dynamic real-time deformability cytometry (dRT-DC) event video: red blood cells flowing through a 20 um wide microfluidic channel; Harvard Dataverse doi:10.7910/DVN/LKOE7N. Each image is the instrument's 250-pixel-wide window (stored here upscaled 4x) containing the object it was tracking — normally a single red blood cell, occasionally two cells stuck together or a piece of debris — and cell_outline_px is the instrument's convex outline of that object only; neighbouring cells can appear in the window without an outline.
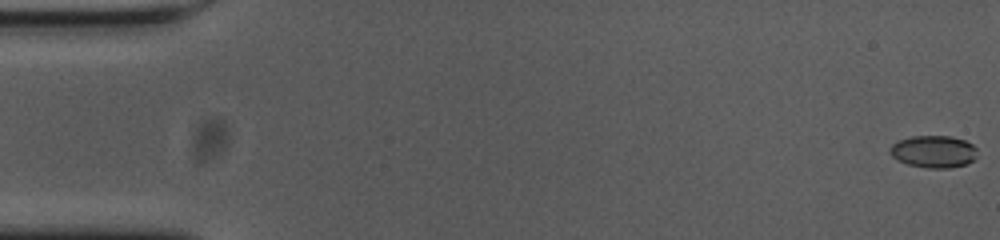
{"species": "common noctule bat (a hibernating species)", "species_latin": "Nyctalus noctula", "temperature_condition": "cold", "stored_images_in_passage": 57, "camera_frame_rate_fps": 3000, "um_per_image_px": 0.085, "animal": {"sex": "female", "body_mass_g": 23.0, "forearm_length_mm": 53.4}, "frame": {"image": 1, "passage_image": 1, "time_ms": 0.0, "image_size_px": [1000, 240], "cell_outline_px": [[976, 156], [972, 160], [964, 164], [948, 168], [928, 168], [908, 164], [892, 156], [892, 144], [900, 140], [912, 136], [952, 136], [964, 140], [972, 144], [976, 148]], "centroid_in_image_um": [79.39, 12.87], "position_along_channel_um": 5.6, "area_um2": 16.01}}
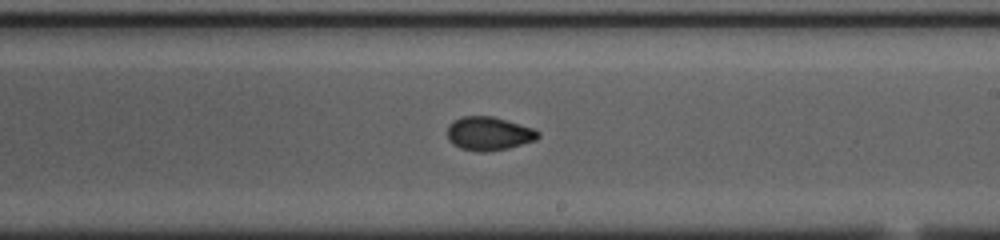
{"frame": {"image": 2, "passage_image": 33, "time_ms": 10.667, "image_size_px": [1000, 240], "cell_outline_px": [[540, 136], [536, 140], [508, 148], [488, 152], [476, 152], [460, 148], [452, 144], [448, 140], [448, 124], [452, 120], [460, 116], [492, 116], [520, 124], [532, 128], [540, 132]], "centroid_in_image_um": [41.52, 11.36], "position_along_channel_um": 247.5, "area_um2": 17.98}}
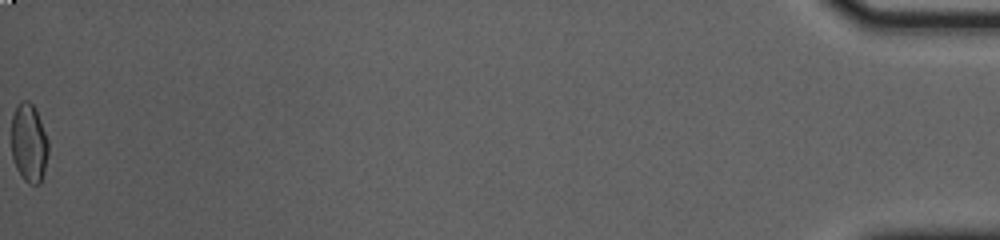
{"frame": {"image": 3, "passage_image": 57, "time_ms": 18.667, "image_size_px": [1000, 240], "cell_outline_px": [[48, 152], [44, 172], [40, 184], [28, 184], [24, 180], [16, 168], [12, 160], [12, 116], [16, 104], [20, 100], [28, 100], [32, 104], [40, 120], [48, 140]], "centroid_in_image_um": [2.44, 12.16], "position_along_channel_um": 432.8, "area_um2": 16.99}, "authors_computed_cell_mechanics": {"area_um2": 17.2244, "velocity_mm_per_s": 3.649, "shape_relaxation_time_tau1_ms": 5.7005, "shape_relaxation_time_tau2_ms": 1.5388, "deformation_change_tau1": 0.1363, "deformation_change_tau2": 0.0415}}